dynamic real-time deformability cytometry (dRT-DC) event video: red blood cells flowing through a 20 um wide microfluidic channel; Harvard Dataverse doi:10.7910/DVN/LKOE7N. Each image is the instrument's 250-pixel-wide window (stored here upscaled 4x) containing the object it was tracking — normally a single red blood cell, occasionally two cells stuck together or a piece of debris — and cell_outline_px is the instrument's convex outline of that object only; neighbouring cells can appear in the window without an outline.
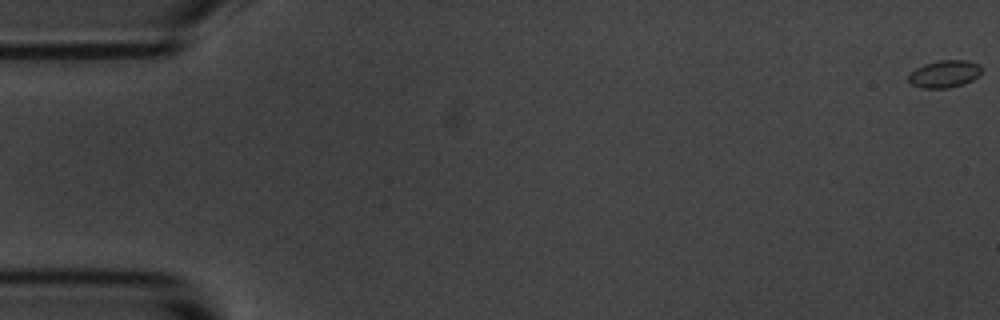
{"species": "common noctule bat (a hibernating species)", "species_latin": "Nyctalus noctula", "temperature_condition": "room temperature", "stored_images_in_passage": 57, "camera_frame_rate_fps": 3000, "um_per_image_px": 0.085, "animal": {"sex": "male", "body_mass_g": 20.1, "forearm_length_mm": 53.5}, "frame": {"image": 1, "passage_image": 1, "time_ms": 0.0, "image_size_px": [1000, 320], "cell_outline_px": [[980, 76], [964, 84], [948, 88], [920, 88], [908, 84], [908, 76], [916, 68], [924, 64], [940, 60], [968, 60], [980, 64]], "centroid_in_image_um": [80.27, 6.29], "position_along_channel_um": 4.7, "area_um2": 11.79}}
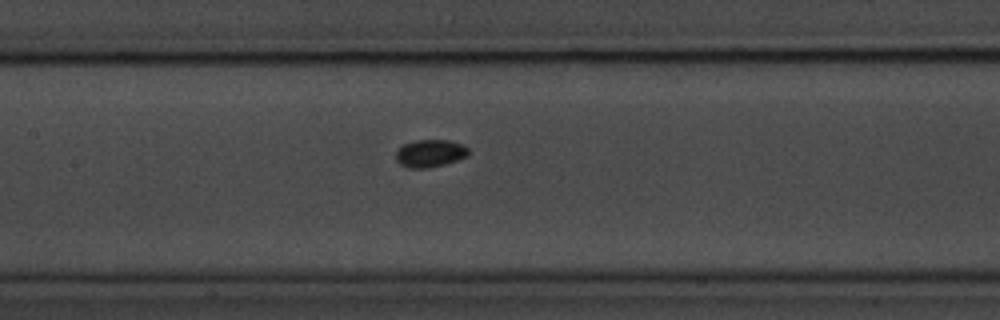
{"frame": {"image": 2, "passage_image": 27, "time_ms": 8.667, "image_size_px": [1000, 320], "cell_outline_px": [[468, 156], [444, 164], [428, 168], [408, 168], [400, 164], [396, 160], [396, 148], [404, 144], [416, 140], [448, 140], [464, 144], [468, 148]], "centroid_in_image_um": [36.54, 13.03], "position_along_channel_um": 170.9, "area_um2": 11.73}}
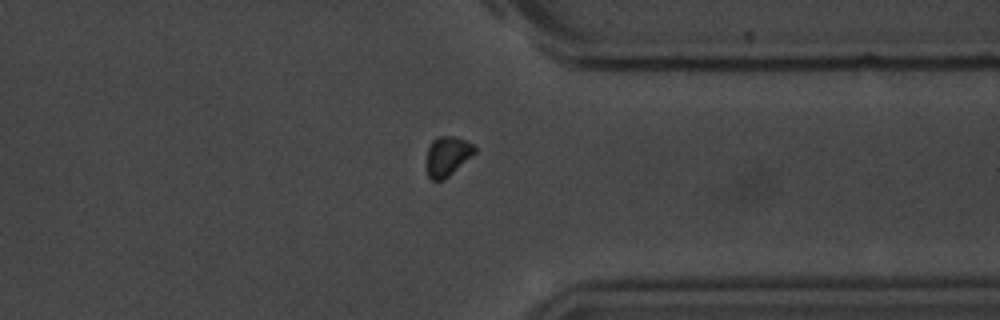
{"frame": {"image": 3, "passage_image": 44, "time_ms": 14.333, "image_size_px": [1000, 320], "cell_outline_px": [[476, 152], [472, 156], [444, 180], [432, 180], [428, 176], [428, 148], [432, 140], [436, 136], [452, 136], [476, 144]], "centroid_in_image_um": [38.07, 13.25], "position_along_channel_um": 373.3, "area_um2": 11.04}}